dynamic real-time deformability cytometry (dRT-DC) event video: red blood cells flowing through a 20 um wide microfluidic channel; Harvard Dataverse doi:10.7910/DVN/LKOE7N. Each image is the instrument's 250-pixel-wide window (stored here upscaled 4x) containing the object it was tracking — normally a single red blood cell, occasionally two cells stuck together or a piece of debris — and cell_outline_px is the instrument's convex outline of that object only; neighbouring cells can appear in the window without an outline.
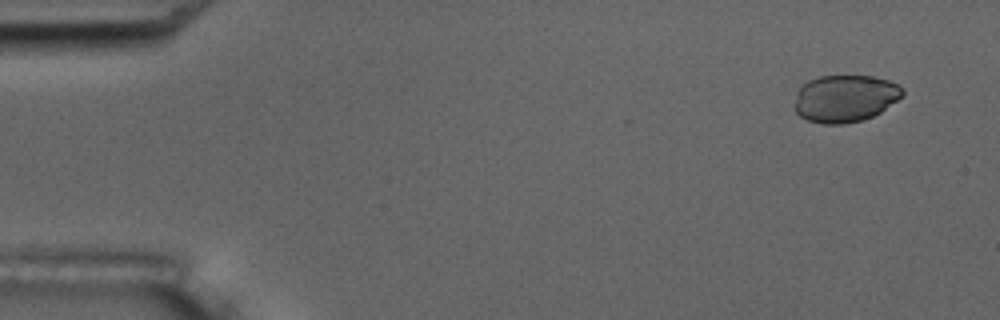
{"species": "common noctule bat (a hibernating species)", "species_latin": "Nyctalus noctula", "temperature_condition": "room temperature", "stored_images_in_passage": 6, "camera_frame_rate_fps": 3000, "um_per_image_px": 0.085, "animal": {"sex": "male", "body_mass_g": 17.5, "forearm_length_mm": 52.3}, "frame": {"image": 1, "passage_image": 2, "time_ms": 1.0, "image_size_px": [1000, 320], "cell_outline_px": [[904, 92], [896, 100], [880, 112], [872, 116], [860, 120], [844, 124], [824, 124], [808, 120], [800, 116], [792, 108], [796, 92], [808, 80], [820, 76], [872, 76], [888, 80], [900, 84], [904, 88]], "centroid_in_image_um": [71.79, 8.36], "position_along_channel_um": 13.2, "area_um2": 29.77}}